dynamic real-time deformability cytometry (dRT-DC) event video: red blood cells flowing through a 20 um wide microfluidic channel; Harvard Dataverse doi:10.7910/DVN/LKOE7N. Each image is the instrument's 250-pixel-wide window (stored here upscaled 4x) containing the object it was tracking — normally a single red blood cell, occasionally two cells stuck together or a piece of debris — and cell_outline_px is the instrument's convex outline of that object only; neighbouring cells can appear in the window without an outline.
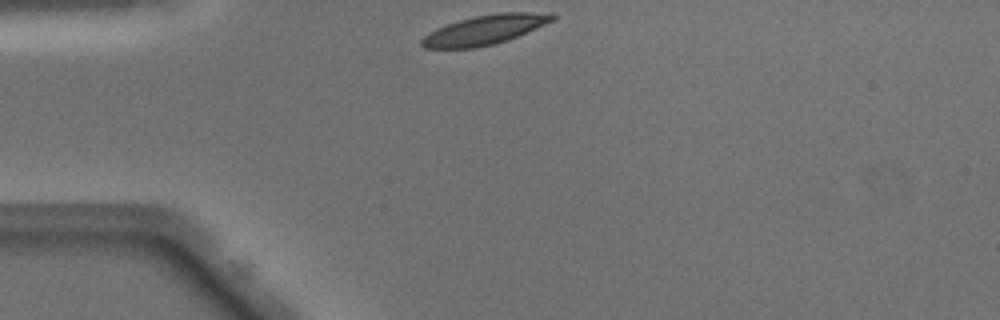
{"species": "Egyptian fruit bat (a non-hibernating species)", "species_latin": "Rousettus aegyptiacus", "temperature_condition": "warm", "stored_images_in_passage": 38, "camera_frame_rate_fps": 3000, "um_per_image_px": 0.085, "animal": {"sex": "male"}, "frame": {"image": 1, "passage_image": 1, "time_ms": 0.0, "image_size_px": [1000, 320], "cell_outline_px": [[556, 20], [508, 40], [476, 48], [424, 48], [420, 44], [420, 40], [428, 32], [436, 28], [460, 20], [476, 16], [500, 12], [552, 12], [556, 16]], "centroid_in_image_um": [41.25, 2.53], "position_along_channel_um": 43.8, "area_um2": 22.54}}
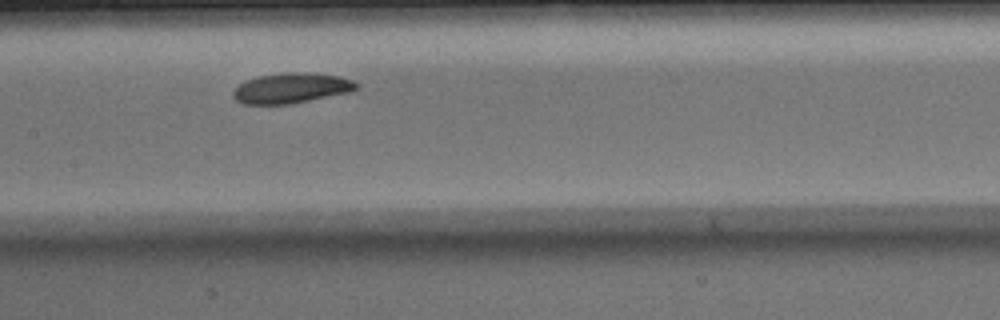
{"frame": {"image": 2, "passage_image": 13, "time_ms": 4.0, "image_size_px": [1000, 320], "cell_outline_px": [[356, 88], [352, 92], [288, 104], [244, 104], [236, 100], [232, 96], [232, 92], [244, 80], [256, 76], [284, 72], [316, 72], [336, 76], [352, 80], [356, 84]], "centroid_in_image_um": [24.72, 7.47], "position_along_channel_um": 182.7, "area_um2": 21.79}}
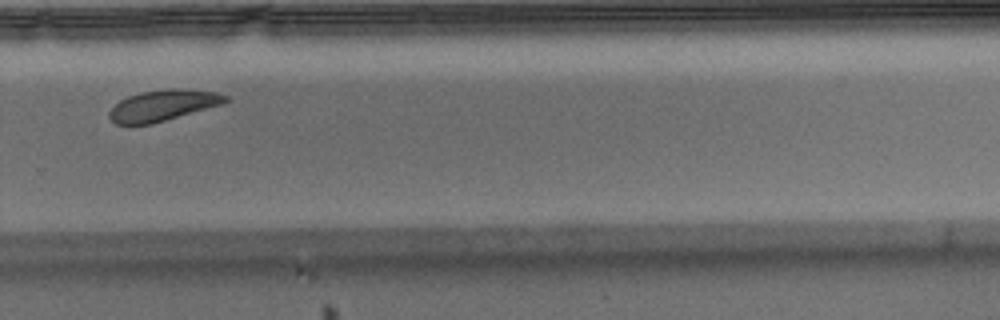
{"frame": {"image": 3, "passage_image": 23, "time_ms": 7.333, "image_size_px": [1000, 320], "cell_outline_px": [[228, 100], [220, 104], [152, 124], [116, 124], [108, 116], [108, 112], [120, 100], [128, 96], [140, 92], [172, 88], [180, 88], [216, 92], [228, 96]], "centroid_in_image_um": [13.82, 8.95], "position_along_channel_um": 316.0, "area_um2": 20.63}, "authors_computed_cell_mechanics": {"area_um2": 22.0507, "velocity_mm_per_s": 4.0133, "shape_relaxation_time_tau1_ms": 2.5288, "shape_relaxation_time_tau2_ms": null, "deformation_change_tau1": 0.1126, "deformation_change_tau2": null}}